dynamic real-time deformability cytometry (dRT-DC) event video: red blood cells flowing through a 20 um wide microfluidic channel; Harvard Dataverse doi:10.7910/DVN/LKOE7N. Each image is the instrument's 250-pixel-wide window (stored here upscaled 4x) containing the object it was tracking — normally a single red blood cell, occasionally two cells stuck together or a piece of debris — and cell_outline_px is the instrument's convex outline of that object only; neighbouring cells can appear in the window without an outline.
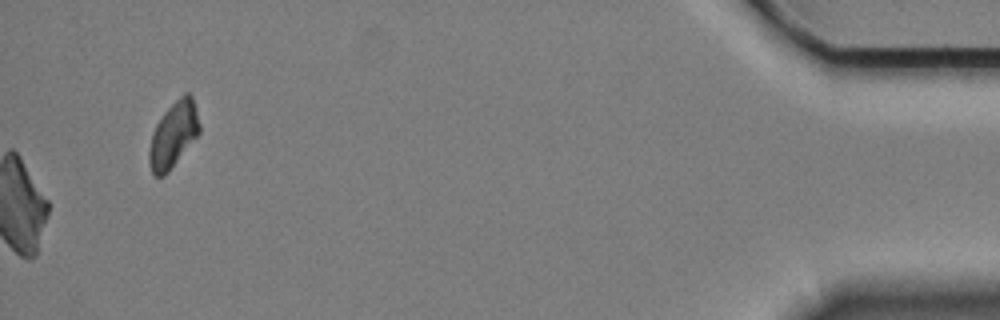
{"species": "Egyptian fruit bat (a non-hibernating species)", "species_latin": "Rousettus aegyptiacus", "temperature_condition": "cold", "stored_images_in_passage": 59, "segment_of_instrument_passage": [2, 2], "camera_frame_rate_fps": 3000, "um_per_image_px": 0.085, "animal": {"sex": "female"}, "frame": {"image": 1, "passage_image": 59, "time_ms": 19.333, "image_size_px": [1000, 320], "cell_outline_px": [[200, 132], [168, 172], [164, 176], [152, 176], [148, 164], [148, 152], [152, 132], [156, 124], [164, 112], [184, 92], [188, 92], [192, 96], [200, 124]], "centroid_in_image_um": [14.71, 11.47], "position_along_channel_um": 420.5, "area_um2": 19.25}}